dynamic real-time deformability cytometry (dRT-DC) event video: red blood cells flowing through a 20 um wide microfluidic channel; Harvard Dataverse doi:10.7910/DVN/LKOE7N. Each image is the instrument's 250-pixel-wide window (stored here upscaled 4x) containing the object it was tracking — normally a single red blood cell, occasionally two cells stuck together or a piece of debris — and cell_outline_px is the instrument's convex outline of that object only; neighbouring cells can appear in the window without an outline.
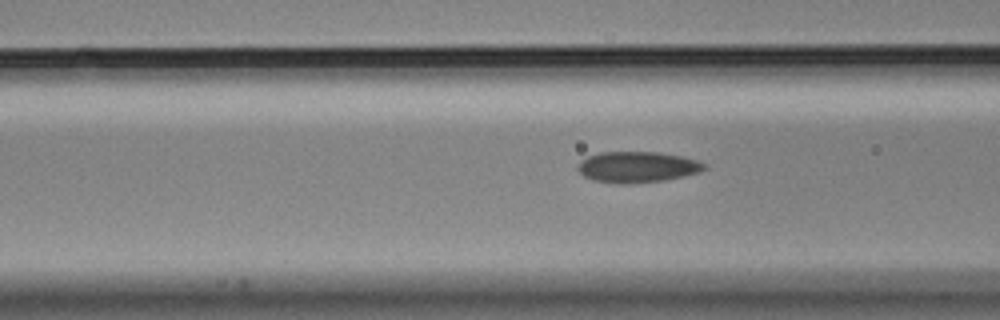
{"species": "Egyptian fruit bat (a non-hibernating species)", "species_latin": "Rousettus aegyptiacus", "temperature_condition": "cold", "stored_images_in_passage": 6, "camera_frame_rate_fps": 3000, "um_per_image_px": 0.085, "animal": {"sex": "male"}, "frame": {"image": 1, "passage_image": 4, "time_ms": 1.0, "image_size_px": [1000, 320], "cell_outline_px": [[708, 168], [700, 172], [664, 180], [628, 184], [620, 184], [592, 180], [584, 176], [576, 168], [580, 160], [588, 156], [600, 152], [660, 152], [680, 156], [696, 160], [708, 164]], "centroid_in_image_um": [54.17, 14.19], "position_along_channel_um": 112.4, "area_um2": 22.95}}